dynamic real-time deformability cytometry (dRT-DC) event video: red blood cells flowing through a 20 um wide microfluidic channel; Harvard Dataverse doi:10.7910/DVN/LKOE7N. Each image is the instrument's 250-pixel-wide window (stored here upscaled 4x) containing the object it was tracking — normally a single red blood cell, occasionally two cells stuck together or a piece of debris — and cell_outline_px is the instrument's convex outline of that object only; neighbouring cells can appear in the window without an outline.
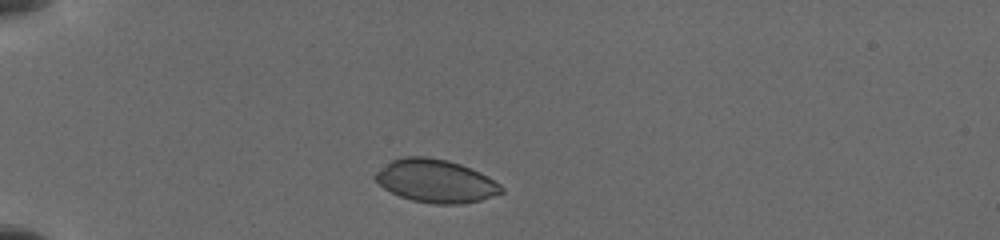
{"species": "common noctule bat (a hibernating species)", "species_latin": "Nyctalus noctula", "temperature_condition": "cold", "stored_images_in_passage": 7, "camera_frame_rate_fps": 3000, "um_per_image_px": 0.085, "animal": {"sex": "female", "body_mass_g": 19.5, "forearm_length_mm": 54.1}, "frame": {"image": 1, "passage_image": 2, "time_ms": 0.667, "image_size_px": [1000, 240], "cell_outline_px": [[504, 192], [480, 200], [460, 204], [432, 204], [412, 200], [400, 196], [384, 188], [372, 176], [376, 172], [392, 160], [404, 156], [428, 156], [448, 160], [460, 164], [480, 172], [500, 184], [504, 188]], "centroid_in_image_um": [37.04, 15.38], "position_along_channel_um": 48.0, "area_um2": 31.56}}
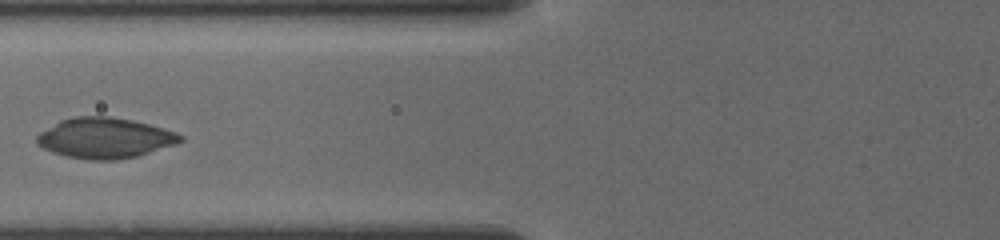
{"frame": {"image": 2, "passage_image": 5, "time_ms": 3.333, "image_size_px": [1000, 240], "cell_outline_px": [[184, 140], [176, 144], [136, 156], [116, 160], [88, 160], [68, 156], [52, 152], [36, 144], [36, 136], [40, 132], [60, 120], [72, 116], [108, 116], [132, 120], [148, 124], [176, 132], [184, 136]], "centroid_in_image_um": [8.9, 11.73], "position_along_channel_um": 116.9, "area_um2": 33.81}}
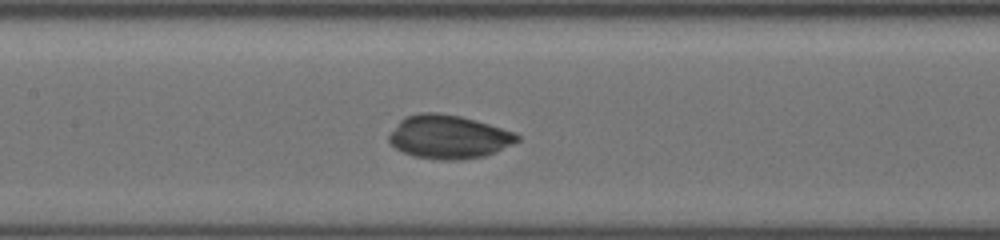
{"frame": {"image": 3, "passage_image": 7, "time_ms": 4.667, "image_size_px": [1000, 240], "cell_outline_px": [[520, 140], [496, 152], [484, 156], [460, 160], [440, 160], [416, 156], [404, 152], [396, 148], [388, 140], [388, 136], [400, 120], [408, 116], [424, 112], [436, 112], [460, 116], [516, 132], [520, 136]], "centroid_in_image_um": [38.16, 11.64], "position_along_channel_um": 169.2, "area_um2": 32.31}}